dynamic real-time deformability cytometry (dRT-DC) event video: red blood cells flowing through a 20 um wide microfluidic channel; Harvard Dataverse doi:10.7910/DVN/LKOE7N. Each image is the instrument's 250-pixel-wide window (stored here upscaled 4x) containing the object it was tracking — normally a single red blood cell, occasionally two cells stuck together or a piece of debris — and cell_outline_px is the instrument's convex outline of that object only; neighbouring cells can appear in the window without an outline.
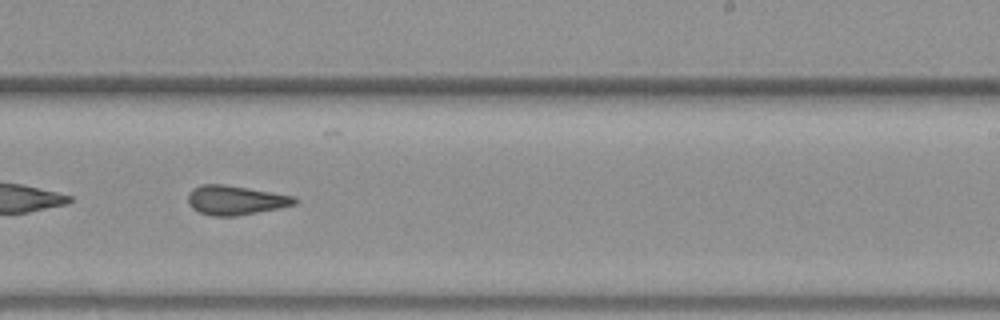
{"species": "common noctule bat (a hibernating species)", "species_latin": "Nyctalus noctula", "temperature_condition": "warm", "stored_images_in_passage": 46, "camera_frame_rate_fps": 3000, "um_per_image_px": 0.085, "animal": {"sex": "female", "body_mass_g": 19.3, "forearm_length_mm": 54.1}, "frame": {"image": 1, "passage_image": 27, "time_ms": 8.667, "image_size_px": [1000, 320], "cell_outline_px": [[300, 200], [296, 204], [280, 208], [236, 216], [212, 216], [200, 212], [192, 208], [188, 204], [188, 192], [192, 188], [200, 184], [224, 184], [296, 196]], "centroid_in_image_um": [20.02, 17.01], "position_along_channel_um": 269.0, "area_um2": 18.44}}
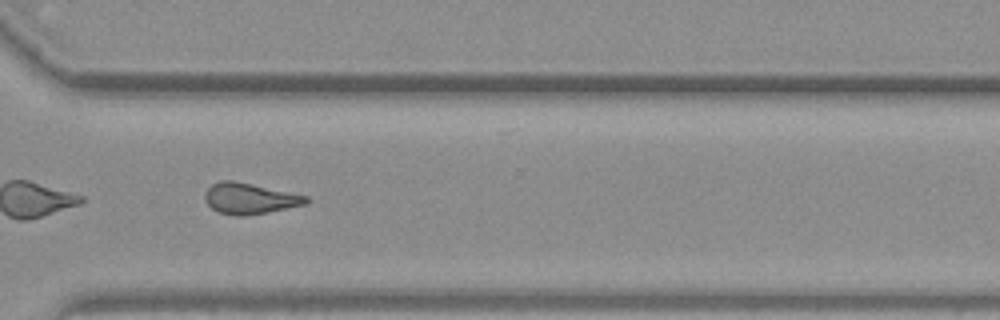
{"frame": {"image": 2, "passage_image": 33, "time_ms": 10.667, "image_size_px": [1000, 320], "cell_outline_px": [[312, 200], [308, 204], [268, 212], [244, 216], [236, 216], [220, 212], [212, 208], [204, 200], [204, 192], [212, 184], [220, 180], [232, 180], [308, 196]], "centroid_in_image_um": [21.24, 16.87], "position_along_channel_um": 349.4, "area_um2": 18.26}, "authors_computed_cell_mechanics": {"area_um2": 18.6405, "velocity_mm_per_s": 4.0248, "shape_relaxation_time_tau1_ms": null, "shape_relaxation_time_tau2_ms": 3.0487, "deformation_change_tau1": null, "deformation_change_tau2": 0.1269}}